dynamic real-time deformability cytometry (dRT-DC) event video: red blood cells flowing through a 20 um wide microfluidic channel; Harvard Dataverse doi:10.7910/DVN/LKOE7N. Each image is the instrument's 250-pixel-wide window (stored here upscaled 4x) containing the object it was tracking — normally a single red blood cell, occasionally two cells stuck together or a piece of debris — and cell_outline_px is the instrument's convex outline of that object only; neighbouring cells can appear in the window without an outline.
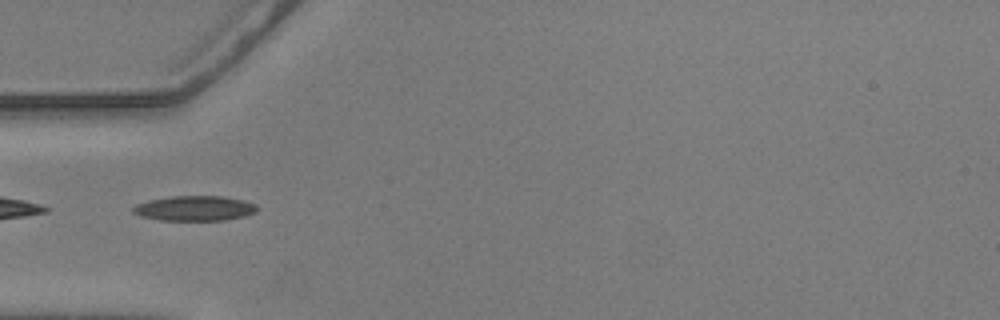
{"species": "common noctule bat (a hibernating species)", "species_latin": "Nyctalus noctula", "temperature_condition": "warm", "stored_images_in_passage": 39, "camera_frame_rate_fps": 3000, "um_per_image_px": 0.085, "animal": {"sex": "male", "body_mass_g": 20.5, "forearm_length_mm": 52.5}, "frame": {"image": 1, "passage_image": 1, "time_ms": 0.0, "image_size_px": [1000, 320], "cell_outline_px": [[256, 212], [244, 216], [224, 220], [160, 220], [140, 216], [132, 212], [132, 208], [136, 204], [148, 200], [172, 196], [224, 196], [256, 204]], "centroid_in_image_um": [16.5, 17.7], "position_along_channel_um": 68.5, "area_um2": 17.98}}
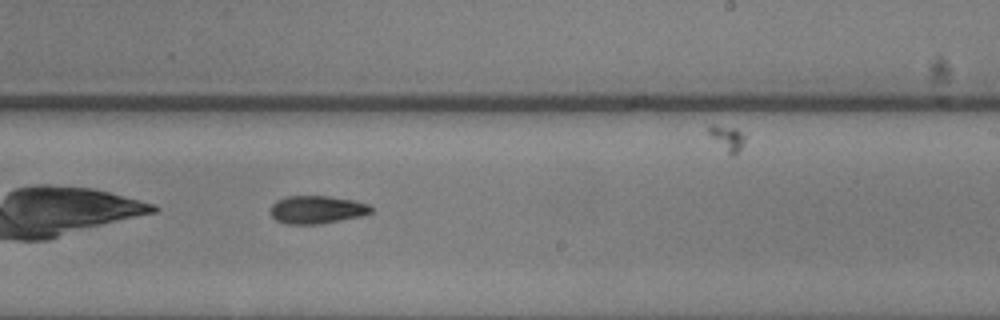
{"frame": {"image": 2, "passage_image": 17, "time_ms": 5.333, "image_size_px": [1000, 320], "cell_outline_px": [[372, 212], [364, 216], [316, 224], [288, 224], [276, 220], [272, 216], [272, 204], [276, 200], [284, 196], [328, 196], [352, 200], [368, 204], [372, 208]], "centroid_in_image_um": [26.94, 17.81], "position_along_channel_um": 262.1, "area_um2": 16.3}}
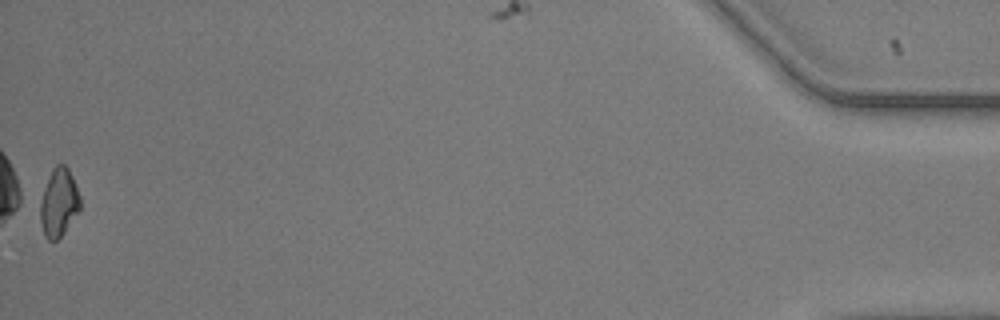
{"frame": {"image": 3, "passage_image": 39, "time_ms": 12.667, "image_size_px": [1000, 320], "cell_outline_px": [[80, 208], [64, 232], [56, 240], [48, 240], [44, 236], [36, 204], [52, 168], [56, 164], [64, 164], [68, 168], [72, 176], [80, 196]], "centroid_in_image_um": [4.93, 17.2], "position_along_channel_um": 430.3, "area_um2": 16.24}, "authors_computed_cell_mechanics": {"area_um2": 16.1262, "velocity_mm_per_s": 3.6104, "shape_relaxation_time_tau1_ms": 2.8667, "shape_relaxation_time_tau2_ms": null, "deformation_change_tau1": 0.1012, "deformation_change_tau2": null}}